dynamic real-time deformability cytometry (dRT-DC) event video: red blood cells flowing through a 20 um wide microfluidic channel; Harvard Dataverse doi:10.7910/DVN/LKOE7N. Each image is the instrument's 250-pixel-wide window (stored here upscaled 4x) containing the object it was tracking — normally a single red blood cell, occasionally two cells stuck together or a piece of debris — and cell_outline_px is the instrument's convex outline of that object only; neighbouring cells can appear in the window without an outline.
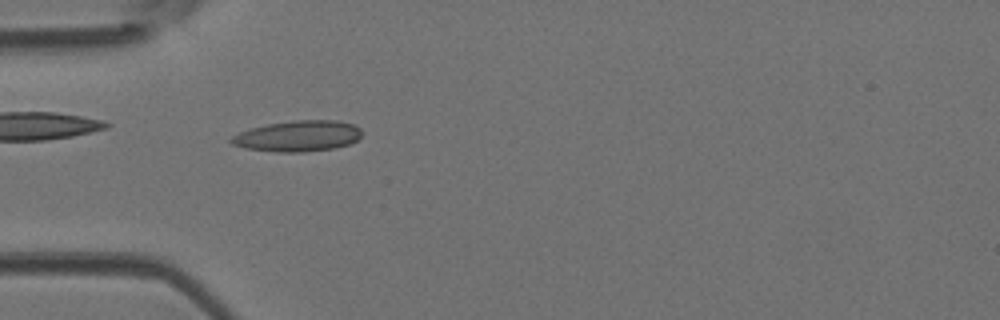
{"species": "Egyptian fruit bat (a non-hibernating species)", "species_latin": "Rousettus aegyptiacus", "temperature_condition": "room temperature", "stored_images_in_passage": 48, "camera_frame_rate_fps": 3000, "um_per_image_px": 0.085, "animal": {"sex": "female"}, "frame": {"image": 1, "passage_image": 15, "time_ms": 4.667, "image_size_px": [1000, 320], "cell_outline_px": [[360, 136], [352, 144], [336, 148], [304, 152], [276, 152], [244, 148], [232, 144], [228, 140], [232, 136], [240, 132], [252, 128], [268, 124], [296, 120], [336, 120], [352, 124], [360, 128]], "centroid_in_image_um": [25.32, 11.57], "position_along_channel_um": 59.7, "area_um2": 23.52}}
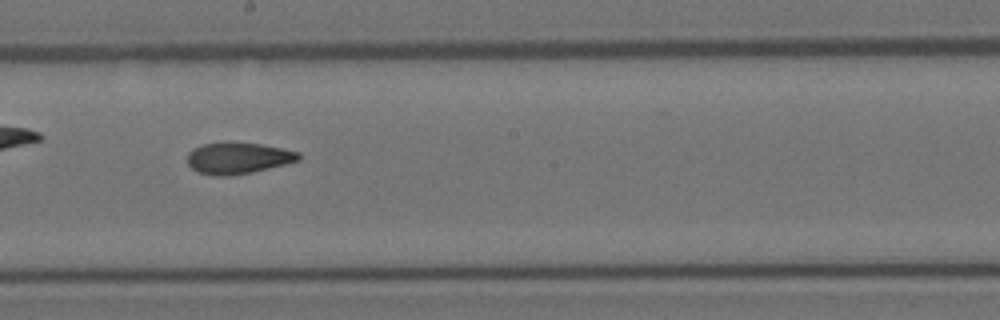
{"frame": {"image": 2, "passage_image": 27, "time_ms": 8.667, "image_size_px": [1000, 320], "cell_outline_px": [[300, 160], [252, 172], [228, 176], [216, 176], [196, 172], [188, 164], [188, 152], [192, 148], [204, 144], [228, 140], [260, 144], [300, 152]], "centroid_in_image_um": [20.19, 13.42], "position_along_channel_um": 228.0, "area_um2": 20.63}}
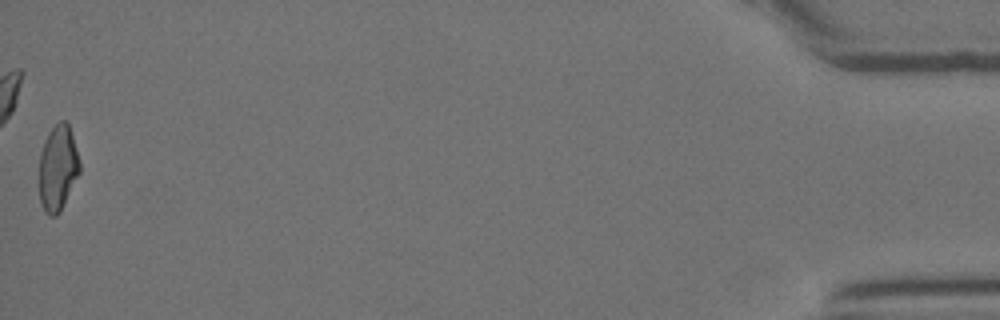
{"frame": {"image": 3, "passage_image": 48, "time_ms": 15.667, "image_size_px": [1000, 320], "cell_outline_px": [[80, 172], [60, 212], [56, 216], [48, 216], [44, 212], [40, 204], [40, 152], [44, 140], [48, 132], [60, 120], [64, 120], [68, 124], [80, 160]], "centroid_in_image_um": [4.91, 14.3], "position_along_channel_um": 430.3, "area_um2": 20.23}, "authors_computed_cell_mechanics": {"area_um2": 20.6346, "velocity_mm_per_s": 4.2751, "shape_relaxation_time_tau1_ms": 7.656, "shape_relaxation_time_tau2_ms": 2.5774, "deformation_change_tau1": 0.188, "deformation_change_tau2": 0.0943}}